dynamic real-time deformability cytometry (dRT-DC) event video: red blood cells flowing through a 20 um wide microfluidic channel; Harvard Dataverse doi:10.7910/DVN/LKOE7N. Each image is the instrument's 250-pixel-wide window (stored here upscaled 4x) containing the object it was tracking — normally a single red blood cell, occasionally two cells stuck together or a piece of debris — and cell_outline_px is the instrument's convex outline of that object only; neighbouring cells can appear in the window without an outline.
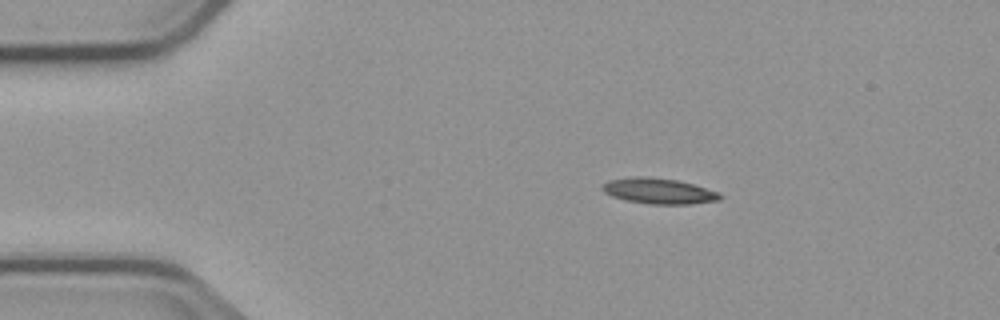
{"species": "common noctule bat (a hibernating species)", "species_latin": "Nyctalus noctula", "temperature_condition": "cold", "stored_images_in_passage": 4, "camera_frame_rate_fps": 3000, "um_per_image_px": 0.085, "animal": {"sex": "male", "body_mass_g": 23.1, "forearm_length_mm": 52.7}, "frame": {"image": 1, "passage_image": 1, "time_ms": 0.0, "image_size_px": [1000, 320], "cell_outline_px": [[724, 196], [720, 200], [688, 204], [652, 204], [624, 200], [612, 196], [604, 192], [600, 188], [600, 184], [608, 180], [632, 176], [648, 176], [680, 180], [720, 192]], "centroid_in_image_um": [55.98, 16.22], "position_along_channel_um": 29.0, "area_um2": 17.98}}
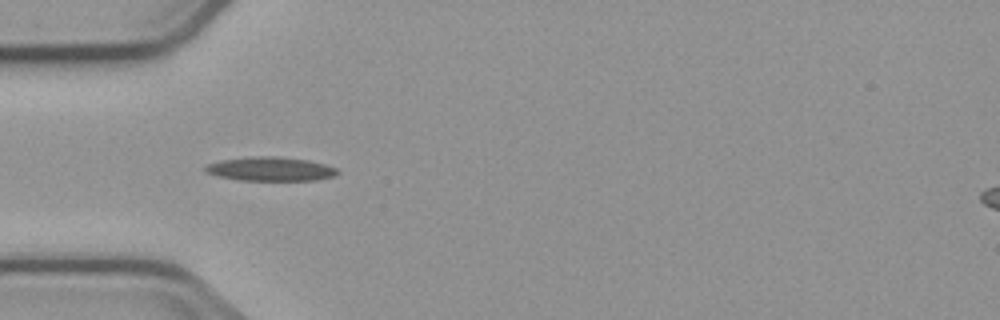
{"frame": {"image": 2, "passage_image": 3, "time_ms": 2.333, "image_size_px": [1000, 320], "cell_outline_px": [[340, 172], [336, 176], [316, 180], [236, 180], [216, 176], [204, 172], [204, 168], [208, 164], [220, 160], [256, 156], [280, 156], [308, 160], [324, 164], [336, 168]], "centroid_in_image_um": [22.98, 14.36], "position_along_channel_um": 62.0, "area_um2": 18.61}}
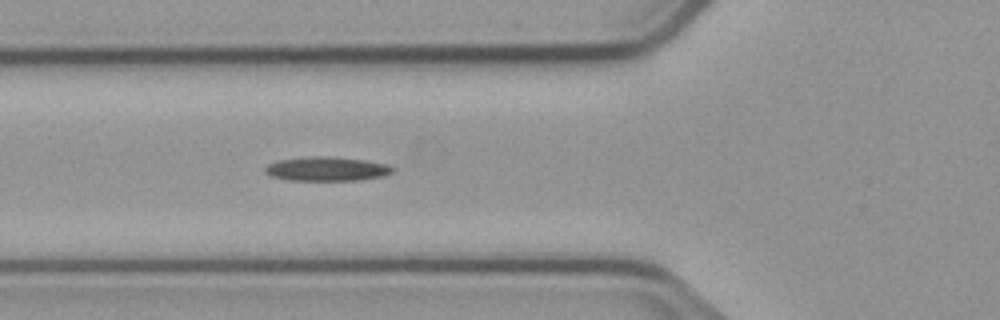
{"frame": {"image": 3, "passage_image": 4, "time_ms": 3.333, "image_size_px": [1000, 320], "cell_outline_px": [[392, 172], [384, 176], [360, 180], [288, 180], [272, 176], [264, 172], [264, 168], [268, 164], [280, 160], [308, 156], [328, 156], [364, 160], [388, 164], [392, 168]], "centroid_in_image_um": [27.76, 14.35], "position_along_channel_um": 98.0, "area_um2": 17.86}}